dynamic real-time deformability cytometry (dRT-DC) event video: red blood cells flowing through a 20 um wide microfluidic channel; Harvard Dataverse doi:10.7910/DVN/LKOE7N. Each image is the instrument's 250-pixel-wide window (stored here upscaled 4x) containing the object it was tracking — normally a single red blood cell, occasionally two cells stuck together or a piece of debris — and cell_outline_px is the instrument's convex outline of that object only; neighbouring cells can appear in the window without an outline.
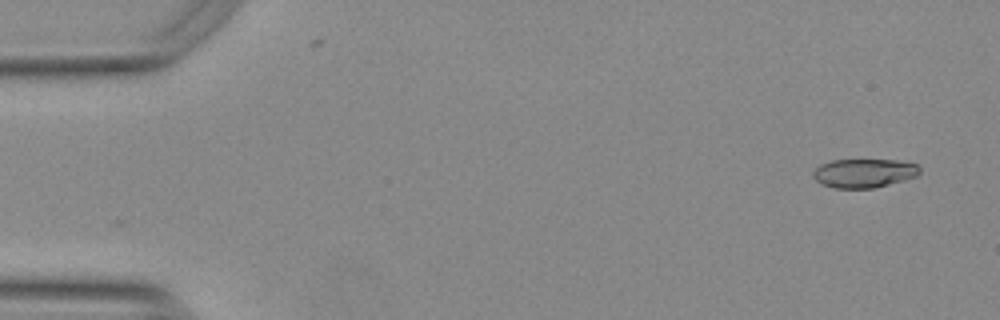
{"species": "Egyptian fruit bat (a non-hibernating species)", "species_latin": "Rousettus aegyptiacus", "temperature_condition": "warm", "stored_images_in_passage": 53, "camera_frame_rate_fps": 3000, "um_per_image_px": 0.085, "animal": {"sex": "female"}, "frame": {"image": 1, "passage_image": 2, "time_ms": 0.333, "image_size_px": [1000, 320], "cell_outline_px": [[920, 172], [916, 176], [904, 180], [872, 188], [832, 188], [820, 184], [812, 176], [812, 172], [820, 164], [832, 160], [896, 160], [916, 164], [920, 168]], "centroid_in_image_um": [73.4, 14.72], "position_along_channel_um": 11.6, "area_um2": 17.92}}
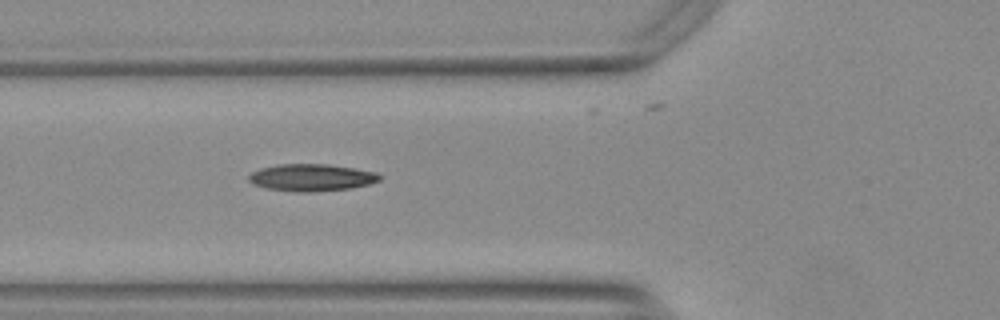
{"frame": {"image": 2, "passage_image": 19, "time_ms": 6.0, "image_size_px": [1000, 320], "cell_outline_px": [[380, 180], [368, 184], [352, 188], [312, 192], [300, 192], [268, 188], [256, 184], [248, 180], [248, 176], [252, 172], [260, 168], [276, 164], [328, 164], [376, 172], [380, 176]], "centroid_in_image_um": [26.48, 15.08], "position_along_channel_um": 99.3, "area_um2": 20.46}}
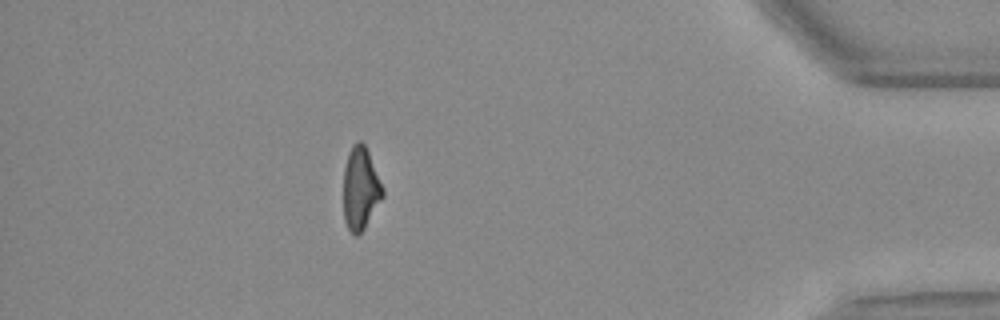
{"frame": {"image": 3, "passage_image": 47, "time_ms": 15.333, "image_size_px": [1000, 320], "cell_outline_px": [[384, 196], [364, 228], [356, 236], [348, 228], [344, 220], [344, 168], [348, 152], [352, 144], [356, 140], [360, 140], [364, 144], [368, 152], [384, 188]], "centroid_in_image_um": [30.64, 15.99], "position_along_channel_um": 404.6, "area_um2": 18.84}, "authors_computed_cell_mechanics": {"area_um2": 19.2474, "velocity_mm_per_s": 3.7794, "shape_relaxation_time_tau1_ms": 4.6113, "shape_relaxation_time_tau2_ms": 3.5885, "deformation_change_tau1": 0.1748, "deformation_change_tau2": 0.1141}}